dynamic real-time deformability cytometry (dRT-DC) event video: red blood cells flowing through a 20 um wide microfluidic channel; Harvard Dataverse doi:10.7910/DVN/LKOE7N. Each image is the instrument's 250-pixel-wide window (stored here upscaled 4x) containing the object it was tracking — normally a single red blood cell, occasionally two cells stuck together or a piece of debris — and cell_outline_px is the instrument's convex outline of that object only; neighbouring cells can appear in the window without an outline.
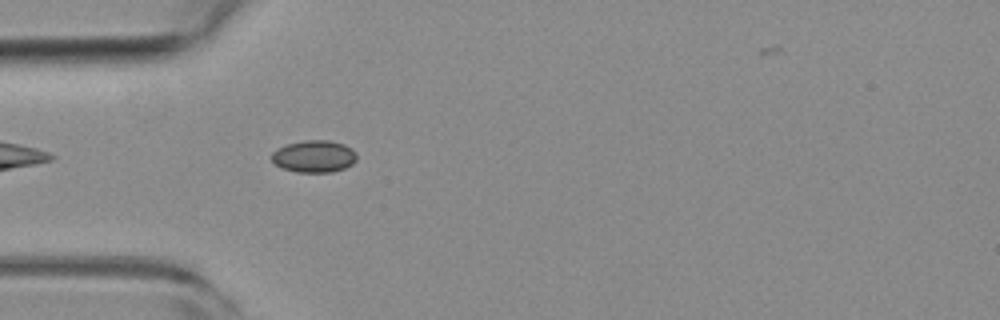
{"species": "common noctule bat (a hibernating species)", "species_latin": "Nyctalus noctula", "temperature_condition": "room temperature", "stored_images_in_passage": 42, "camera_frame_rate_fps": 3000, "um_per_image_px": 0.085, "animal": {"sex": "female", "body_mass_g": 19.3, "forearm_length_mm": 54.1}, "frame": {"image": 1, "passage_image": 4, "time_ms": 1.0, "image_size_px": [1000, 320], "cell_outline_px": [[356, 160], [352, 164], [344, 168], [332, 172], [296, 172], [284, 168], [276, 164], [272, 160], [272, 152], [276, 148], [288, 144], [304, 140], [328, 140], [344, 144], [352, 148], [356, 152]], "centroid_in_image_um": [26.71, 13.28], "position_along_channel_um": 58.3, "area_um2": 15.9}}
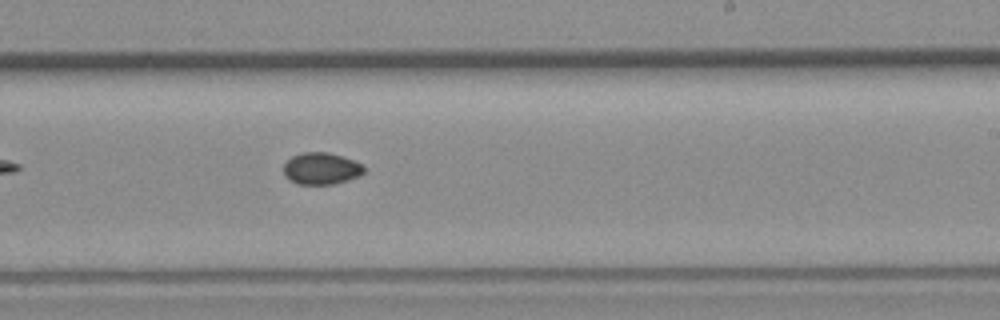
{"frame": {"image": 2, "passage_image": 20, "time_ms": 6.333, "image_size_px": [1000, 320], "cell_outline_px": [[364, 172], [360, 176], [348, 180], [332, 184], [296, 184], [288, 180], [284, 176], [284, 164], [292, 156], [300, 152], [328, 152], [364, 164]], "centroid_in_image_um": [27.29, 14.33], "position_along_channel_um": 261.7, "area_um2": 15.03}}
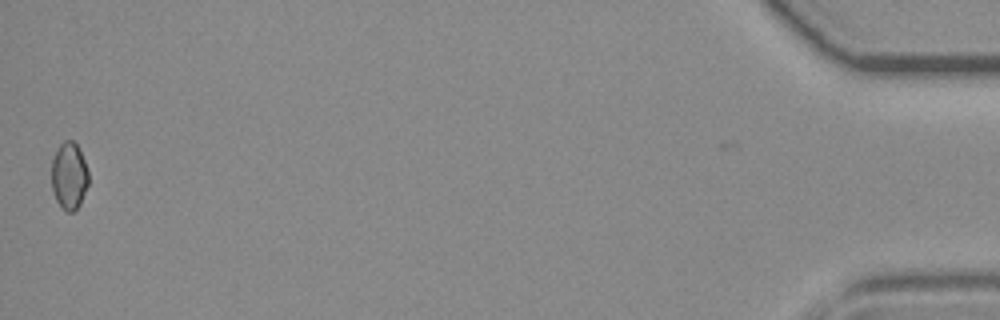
{"frame": {"image": 3, "passage_image": 41, "time_ms": 13.333, "image_size_px": [1000, 320], "cell_outline_px": [[88, 184], [80, 204], [72, 212], [68, 212], [56, 200], [52, 192], [52, 160], [60, 144], [64, 140], [72, 140], [76, 144], [84, 160], [88, 172]], "centroid_in_image_um": [5.87, 14.94], "position_along_channel_um": 429.3, "area_um2": 14.22}, "authors_computed_cell_mechanics": {"area_um2": 14.8835, "velocity_mm_per_s": 3.8624, "shape_relaxation_time_tau1_ms": null, "shape_relaxation_time_tau2_ms": 3.5849, "deformation_change_tau1": null, "deformation_change_tau2": 0.0432}}